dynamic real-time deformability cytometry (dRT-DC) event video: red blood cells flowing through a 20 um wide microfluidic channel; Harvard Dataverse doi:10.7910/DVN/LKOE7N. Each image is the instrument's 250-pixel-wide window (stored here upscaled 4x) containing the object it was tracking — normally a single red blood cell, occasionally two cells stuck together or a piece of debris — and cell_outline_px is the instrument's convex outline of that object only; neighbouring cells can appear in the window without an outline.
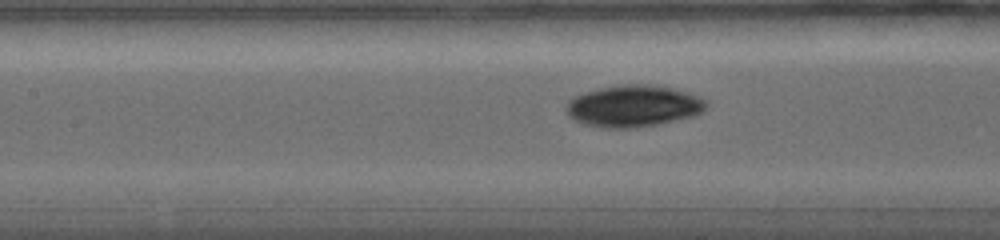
{"species": "common noctule bat (a hibernating species)", "species_latin": "Nyctalus noctula", "temperature_condition": "warm", "stored_images_in_passage": 15, "camera_frame_rate_fps": 5000, "um_per_image_px": 0.085, "animal": {"sex": "female", "body_mass_g": 19.0, "forearm_length_mm": 56.7}, "frame": {"image": 1, "passage_image": 9, "time_ms": 4.4, "image_size_px": [1000, 240], "cell_outline_px": [[708, 104], [704, 112], [696, 116], [656, 124], [632, 128], [604, 128], [584, 124], [568, 116], [564, 108], [568, 100], [572, 96], [584, 92], [600, 88], [624, 84], [656, 84], [672, 88], [700, 96], [708, 100]], "centroid_in_image_um": [53.86, 9.0], "position_along_channel_um": 153.5, "area_um2": 34.51}}
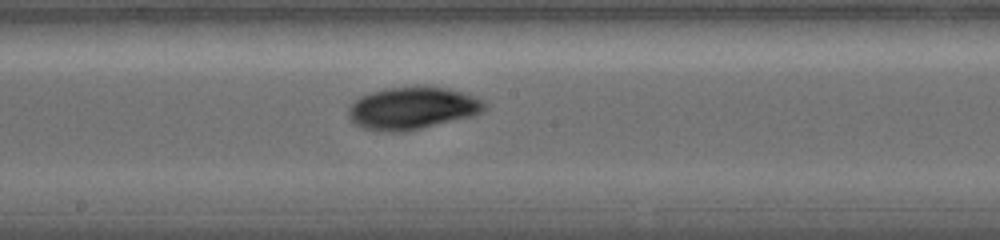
{"frame": {"image": 2, "passage_image": 13, "time_ms": 6.0, "image_size_px": [1000, 240], "cell_outline_px": [[484, 108], [480, 112], [468, 116], [420, 128], [400, 132], [392, 132], [364, 128], [356, 124], [348, 116], [348, 108], [360, 96], [372, 92], [388, 88], [420, 84], [448, 88], [468, 92], [484, 100]], "centroid_in_image_um": [35.06, 9.14], "position_along_channel_um": 213.1, "area_um2": 33.52}}
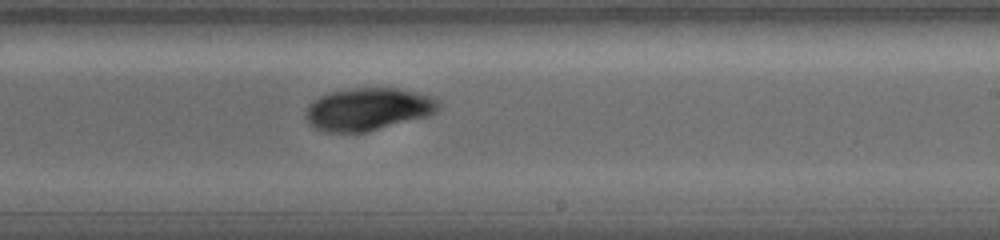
{"frame": {"image": 3, "passage_image": 15, "time_ms": 7.2, "image_size_px": [1000, 240], "cell_outline_px": [[440, 108], [424, 116], [364, 132], [328, 132], [316, 128], [308, 120], [308, 104], [320, 96], [332, 92], [356, 88], [396, 88], [416, 92], [432, 96], [440, 100]], "centroid_in_image_um": [31.31, 9.26], "position_along_channel_um": 257.7, "area_um2": 32.08}}